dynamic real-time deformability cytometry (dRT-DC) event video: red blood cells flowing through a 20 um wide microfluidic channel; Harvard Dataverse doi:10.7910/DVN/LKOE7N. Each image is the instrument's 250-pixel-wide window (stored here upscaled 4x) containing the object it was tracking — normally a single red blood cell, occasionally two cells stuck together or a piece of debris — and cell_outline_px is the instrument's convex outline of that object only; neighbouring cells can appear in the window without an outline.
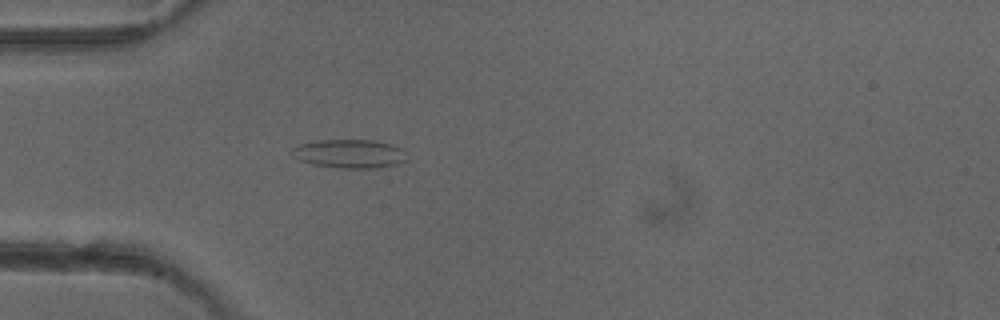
{"species": "common noctule bat (a hibernating species)", "species_latin": "Nyctalus noctula", "temperature_condition": "cold", "stored_images_in_passage": 4, "camera_frame_rate_fps": 3000, "um_per_image_px": 0.085, "animal": {"sex": "female"}, "frame": {"image": 1, "passage_image": 4, "time_ms": 4.667, "image_size_px": [1000, 320], "cell_outline_px": [[408, 160], [396, 164], [380, 168], [336, 168], [312, 164], [300, 160], [292, 156], [288, 152], [296, 144], [316, 140], [376, 140], [392, 144], [404, 148]], "centroid_in_image_um": [29.7, 13.06], "position_along_channel_um": 55.3, "area_um2": 19.77}}